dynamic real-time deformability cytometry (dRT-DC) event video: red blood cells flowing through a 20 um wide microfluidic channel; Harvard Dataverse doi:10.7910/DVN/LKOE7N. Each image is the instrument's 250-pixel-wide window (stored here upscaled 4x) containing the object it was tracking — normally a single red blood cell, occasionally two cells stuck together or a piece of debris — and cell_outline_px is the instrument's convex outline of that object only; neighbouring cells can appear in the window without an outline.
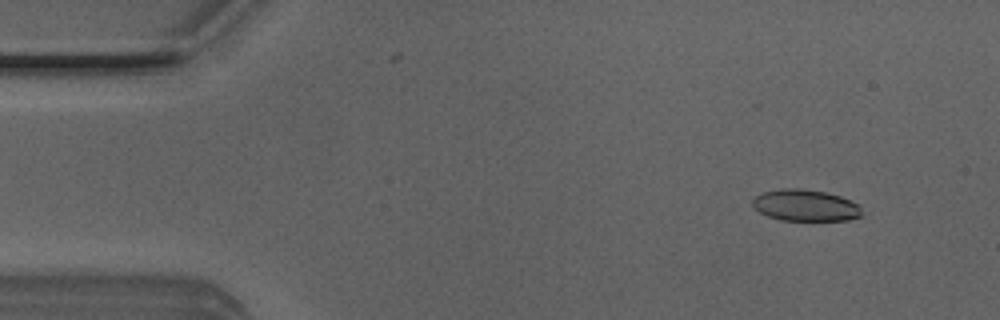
{"species": "Egyptian fruit bat (a non-hibernating species)", "species_latin": "Rousettus aegyptiacus", "temperature_condition": "room temperature", "stored_images_in_passage": 51, "camera_frame_rate_fps": 3000, "um_per_image_px": 0.085, "animal": {"sex": "male"}, "frame": {"image": 1, "passage_image": 5, "time_ms": 1.333, "image_size_px": [1000, 320], "cell_outline_px": [[864, 216], [848, 220], [780, 220], [768, 216], [760, 212], [752, 204], [752, 200], [760, 192], [784, 188], [800, 188], [824, 192], [840, 196], [860, 204]], "centroid_in_image_um": [68.49, 17.45], "position_along_channel_um": 16.5, "area_um2": 20.23}}
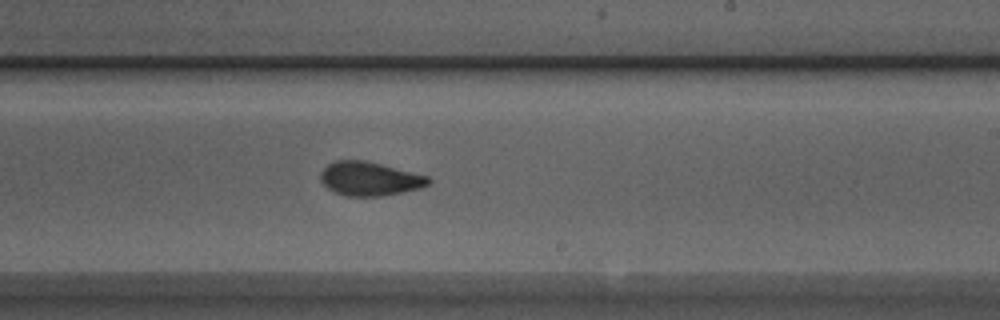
{"frame": {"image": 2, "passage_image": 30, "time_ms": 9.667, "image_size_px": [1000, 320], "cell_outline_px": [[432, 180], [428, 184], [420, 188], [380, 196], [344, 196], [332, 192], [320, 180], [320, 172], [332, 160], [364, 160], [428, 176]], "centroid_in_image_um": [31.37, 15.19], "position_along_channel_um": 257.6, "area_um2": 21.21}}
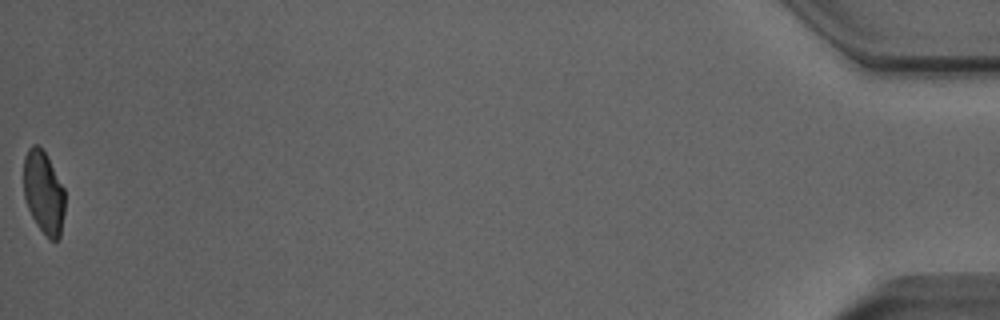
{"frame": {"image": 3, "passage_image": 51, "time_ms": 16.667, "image_size_px": [1000, 320], "cell_outline_px": [[64, 212], [60, 236], [56, 240], [48, 240], [36, 224], [28, 208], [24, 196], [24, 156], [28, 148], [32, 144], [36, 144], [44, 152], [64, 188]], "centroid_in_image_um": [3.7, 16.39], "position_along_channel_um": 431.5, "area_um2": 19.77}, "authors_computed_cell_mechanics": {"area_um2": 21.386, "velocity_mm_per_s": 4.0179, "shape_relaxation_time_tau1_ms": 3.615, "shape_relaxation_time_tau2_ms": 1.0998, "deformation_change_tau1": 0.13, "deformation_change_tau2": 0.069}}